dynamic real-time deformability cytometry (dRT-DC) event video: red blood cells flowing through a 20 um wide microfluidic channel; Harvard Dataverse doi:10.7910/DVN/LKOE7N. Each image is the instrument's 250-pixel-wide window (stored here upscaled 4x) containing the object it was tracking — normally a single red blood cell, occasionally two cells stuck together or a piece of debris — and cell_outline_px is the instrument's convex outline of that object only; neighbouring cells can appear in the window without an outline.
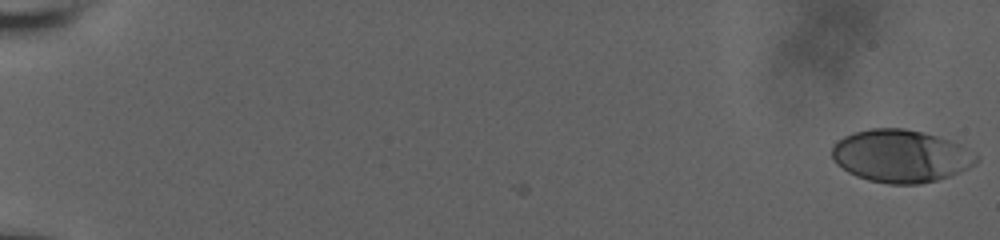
{"species": "human", "species_latin": "Homo sapiens", "temperature_condition": "room temperature", "stored_images_in_passage": 8, "camera_frame_rate_fps": 3000, "um_per_image_px": 0.085, "donor": {"sex": "male"}, "frame": {"image": 1, "passage_image": 1, "time_ms": 0.0, "image_size_px": [1000, 240], "cell_outline_px": [[980, 160], [976, 164], [960, 172], [936, 180], [920, 184], [888, 184], [868, 180], [856, 176], [848, 172], [836, 164], [832, 160], [832, 144], [836, 140], [844, 136], [856, 132], [872, 128], [904, 128], [924, 132], [960, 144], [976, 152], [980, 156]], "centroid_in_image_um": [76.58, 13.26], "position_along_channel_um": 8.4, "area_um2": 44.68}}
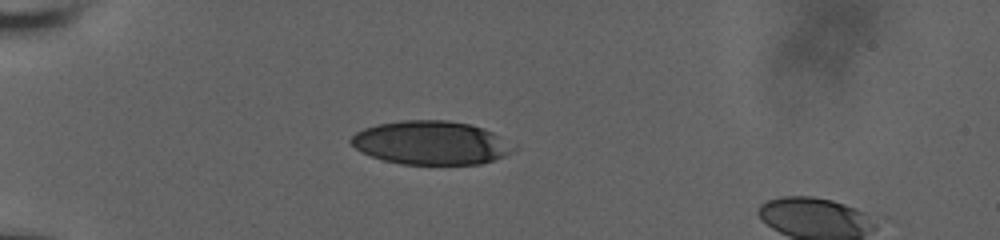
{"frame": {"image": 2, "passage_image": 6, "time_ms": 6.0, "image_size_px": [1000, 240], "cell_outline_px": [[520, 148], [504, 156], [480, 164], [400, 164], [384, 160], [372, 156], [356, 148], [348, 140], [356, 132], [364, 128], [376, 124], [400, 120], [448, 120], [468, 124], [484, 128], [500, 136]], "centroid_in_image_um": [36.66, 12.13], "position_along_channel_um": 48.3, "area_um2": 41.38}}
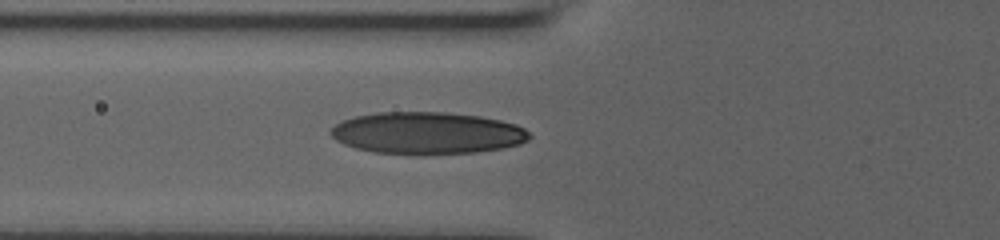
{"frame": {"image": 3, "passage_image": 8, "time_ms": 8.0, "image_size_px": [1000, 240], "cell_outline_px": [[532, 136], [528, 140], [520, 144], [504, 148], [476, 152], [416, 156], [372, 152], [356, 148], [344, 144], [336, 140], [328, 132], [336, 124], [352, 116], [376, 112], [444, 112], [480, 116], [500, 120], [516, 124], [524, 128]], "centroid_in_image_um": [36.3, 11.33], "position_along_channel_um": 89.5, "area_um2": 49.42}}